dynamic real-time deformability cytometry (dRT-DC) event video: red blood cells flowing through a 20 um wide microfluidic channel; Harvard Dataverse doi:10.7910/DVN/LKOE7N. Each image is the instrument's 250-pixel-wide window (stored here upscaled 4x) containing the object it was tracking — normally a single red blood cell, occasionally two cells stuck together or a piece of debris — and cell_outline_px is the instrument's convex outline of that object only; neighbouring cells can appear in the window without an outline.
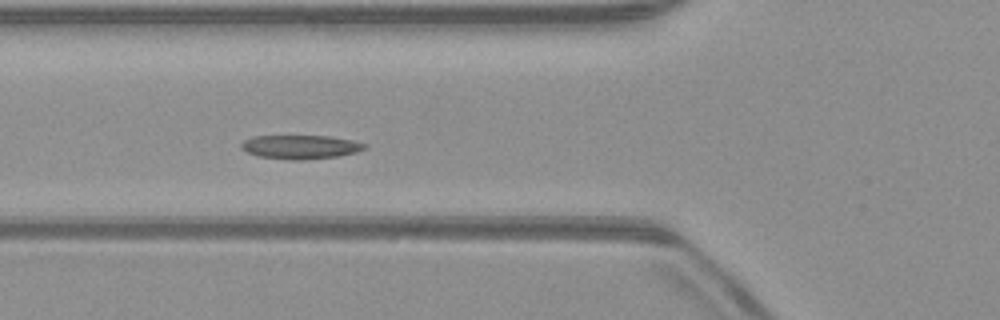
{"species": "common noctule bat (a hibernating species)", "species_latin": "Nyctalus noctula", "temperature_condition": "warm", "stored_images_in_passage": 39, "camera_frame_rate_fps": 3000, "um_per_image_px": 0.085, "animal": {"sex": "male", "body_mass_g": 23.1, "forearm_length_mm": 52.7}, "frame": {"image": 1, "passage_image": 6, "time_ms": 1.667, "image_size_px": [1000, 320], "cell_outline_px": [[368, 144], [364, 148], [356, 152], [336, 156], [304, 160], [292, 160], [260, 156], [248, 152], [240, 148], [240, 144], [244, 140], [252, 136], [328, 136], [352, 140]], "centroid_in_image_um": [25.52, 12.48], "position_along_channel_um": 100.3, "area_um2": 16.99}}
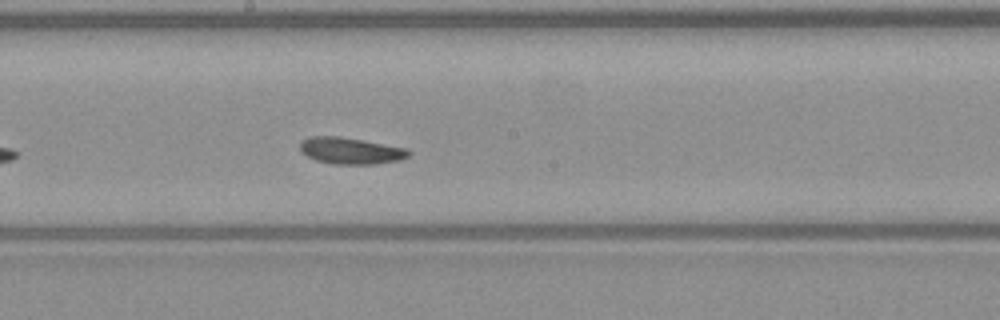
{"frame": {"image": 2, "passage_image": 15, "time_ms": 4.667, "image_size_px": [1000, 320], "cell_outline_px": [[412, 152], [408, 156], [400, 160], [376, 164], [336, 164], [316, 160], [308, 156], [300, 148], [300, 144], [308, 136], [340, 136], [364, 140], [408, 148]], "centroid_in_image_um": [29.86, 12.8], "position_along_channel_um": 218.3, "area_um2": 16.82}}
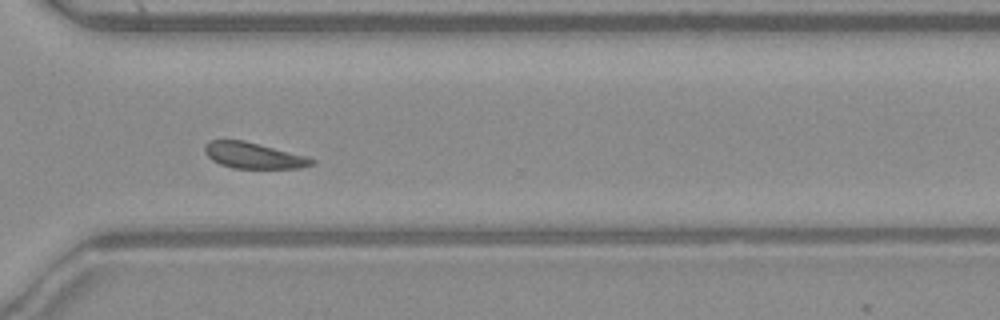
{"frame": {"image": 3, "passage_image": 25, "time_ms": 8.0, "image_size_px": [1000, 320], "cell_outline_px": [[316, 164], [300, 168], [232, 168], [220, 164], [212, 160], [204, 152], [204, 144], [208, 140], [244, 140], [304, 156], [316, 160]], "centroid_in_image_um": [21.51, 13.22], "position_along_channel_um": 349.1, "area_um2": 16.13}, "authors_computed_cell_mechanics": {"area_um2": 16.8198, "velocity_mm_per_s": 3.9265, "shape_relaxation_time_tau1_ms": 9.8009, "shape_relaxation_time_tau2_ms": null, "deformation_change_tau1": 0.1873, "deformation_change_tau2": null}}